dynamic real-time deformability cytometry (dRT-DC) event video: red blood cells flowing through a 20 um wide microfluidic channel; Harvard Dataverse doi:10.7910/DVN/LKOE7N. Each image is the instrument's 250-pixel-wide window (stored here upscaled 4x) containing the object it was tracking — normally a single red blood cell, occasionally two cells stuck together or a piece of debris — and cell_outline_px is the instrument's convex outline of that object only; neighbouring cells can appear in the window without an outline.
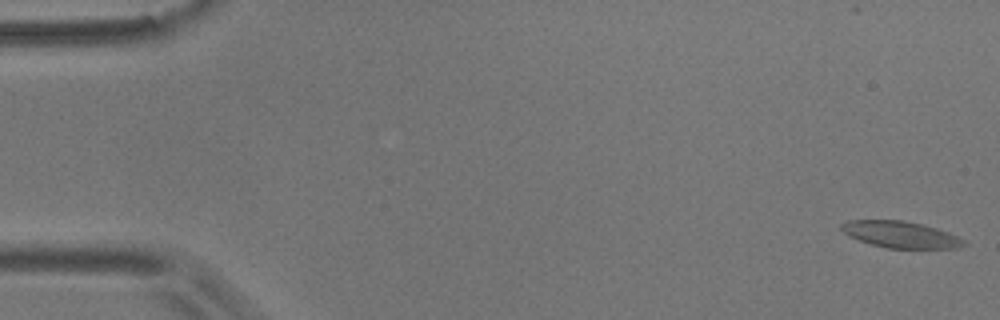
{"species": "common noctule bat (a hibernating species)", "species_latin": "Nyctalus noctula", "temperature_condition": "room temperature", "stored_images_in_passage": 44, "camera_frame_rate_fps": 3000, "um_per_image_px": 0.085, "animal": {"sex": "male", "body_mass_g": 17.9}, "frame": {"image": 1, "passage_image": 1, "time_ms": 0.0, "image_size_px": [1000, 320], "cell_outline_px": [[968, 244], [960, 248], [888, 248], [872, 244], [848, 236], [840, 228], [840, 224], [848, 220], [900, 220], [924, 224], [948, 232], [964, 240]], "centroid_in_image_um": [76.56, 19.93], "position_along_channel_um": 8.4, "area_um2": 18.9}}
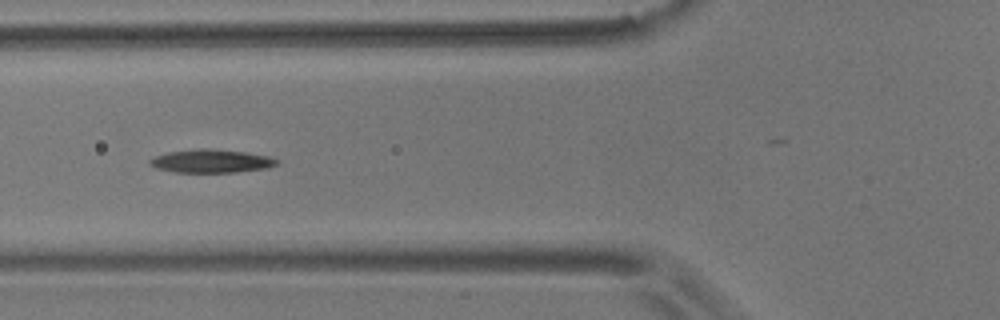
{"frame": {"image": 2, "passage_image": 21, "time_ms": 6.667, "image_size_px": [1000, 320], "cell_outline_px": [[276, 164], [268, 168], [236, 172], [176, 172], [156, 168], [148, 164], [148, 160], [156, 156], [168, 152], [200, 148], [208, 148], [244, 152], [268, 156], [276, 160]], "centroid_in_image_um": [17.91, 13.69], "position_along_channel_um": 107.9, "area_um2": 17.05}}
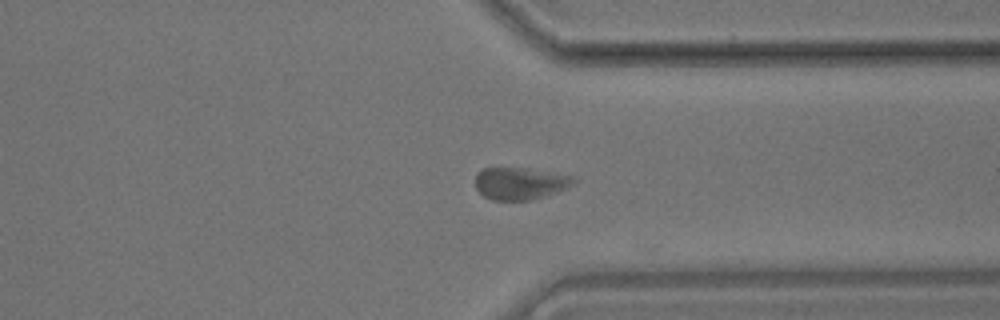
{"frame": {"image": 3, "passage_image": 43, "time_ms": 14.0, "image_size_px": [1000, 320], "cell_outline_px": [[576, 180], [572, 184], [564, 188], [544, 196], [532, 200], [492, 200], [484, 196], [476, 188], [476, 172], [484, 168], [524, 168], [576, 176]], "centroid_in_image_um": [44.18, 15.58], "position_along_channel_um": 367.2, "area_um2": 18.26}, "authors_computed_cell_mechanics": {"area_um2": 17.8891, "velocity_mm_per_s": 3.5462, "shape_relaxation_time_tau1_ms": 7.6575, "shape_relaxation_time_tau2_ms": 3.0119, "deformation_change_tau1": 0.1368, "deformation_change_tau2": 0.0741}}